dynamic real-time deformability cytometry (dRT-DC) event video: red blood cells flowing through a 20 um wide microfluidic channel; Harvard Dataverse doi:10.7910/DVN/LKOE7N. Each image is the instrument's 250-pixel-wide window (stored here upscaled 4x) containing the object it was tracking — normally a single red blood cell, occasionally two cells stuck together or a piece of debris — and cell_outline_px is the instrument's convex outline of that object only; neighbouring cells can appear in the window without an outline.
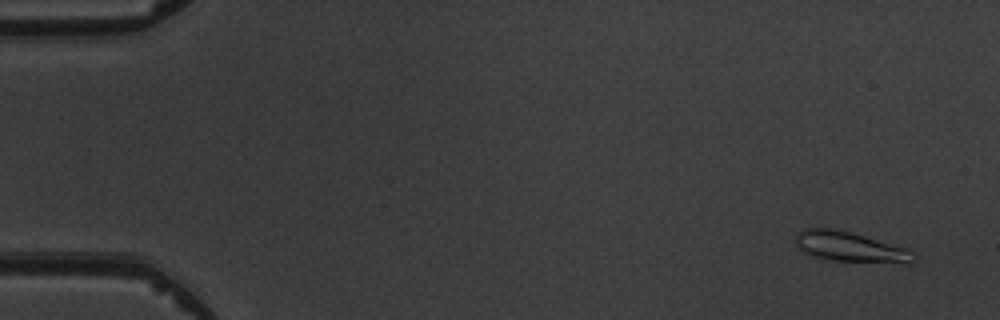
{"species": "common noctule bat (a hibernating species)", "species_latin": "Nyctalus noctula", "temperature_condition": "warm", "stored_images_in_passage": 6, "camera_frame_rate_fps": 3000, "um_per_image_px": 0.085, "animal": {"sex": "male", "body_mass_g": 19.5, "forearm_length_mm": 54.6}, "frame": {"image": 1, "passage_image": 1, "time_ms": 0.0, "image_size_px": [1000, 320], "cell_outline_px": [[916, 260], [912, 264], [904, 264], [832, 260], [808, 256], [796, 248], [796, 236], [804, 228], [836, 228], [852, 232], [912, 248], [916, 256]], "centroid_in_image_um": [72.36, 21.0], "position_along_channel_um": 12.6, "area_um2": 21.68}}